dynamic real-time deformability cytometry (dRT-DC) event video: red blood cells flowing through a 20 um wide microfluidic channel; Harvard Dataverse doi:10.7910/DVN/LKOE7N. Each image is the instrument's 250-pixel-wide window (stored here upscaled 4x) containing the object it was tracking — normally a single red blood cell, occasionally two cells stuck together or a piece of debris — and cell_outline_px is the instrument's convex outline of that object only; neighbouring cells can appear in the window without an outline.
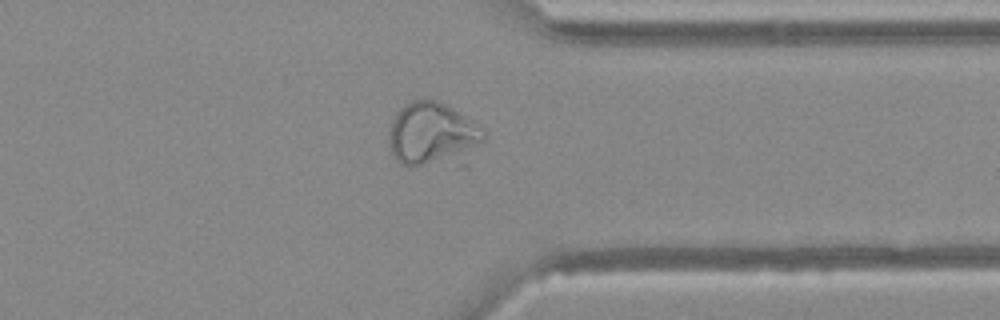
{"species": "Egyptian fruit bat (a non-hibernating species)", "species_latin": "Rousettus aegyptiacus", "temperature_condition": "warm", "stored_images_in_passage": 37, "camera_frame_rate_fps": 3000, "um_per_image_px": 0.085, "animal": {"sex": "female"}, "frame": {"image": 1, "passage_image": 27, "time_ms": 8.667, "image_size_px": [1000, 320], "cell_outline_px": [[484, 140], [476, 144], [420, 164], [400, 164], [392, 156], [388, 136], [392, 120], [396, 112], [400, 108], [412, 100], [436, 100], [452, 108], [472, 120], [484, 132]], "centroid_in_image_um": [36.56, 11.22], "position_along_channel_um": 374.8, "area_um2": 31.67}}